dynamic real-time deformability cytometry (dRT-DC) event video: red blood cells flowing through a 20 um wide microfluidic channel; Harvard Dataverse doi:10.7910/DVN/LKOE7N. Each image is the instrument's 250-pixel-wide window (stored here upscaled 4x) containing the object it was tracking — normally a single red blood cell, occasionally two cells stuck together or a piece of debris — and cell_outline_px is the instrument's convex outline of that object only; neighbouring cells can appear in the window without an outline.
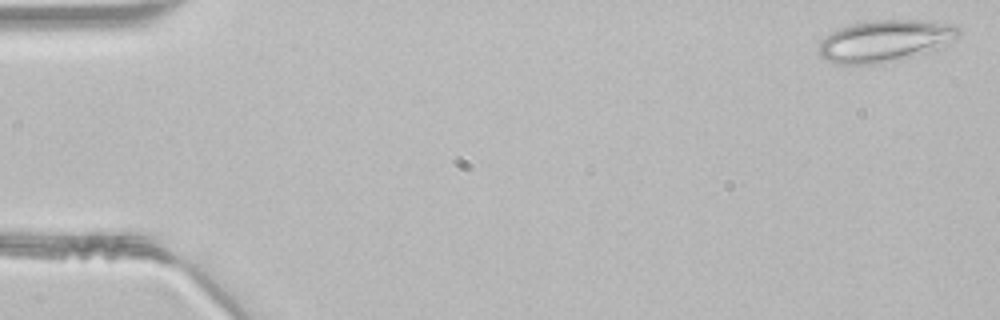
{"species": "common noctule bat (a hibernating species)", "species_latin": "Nyctalus noctula", "temperature_condition": "room temperature", "stored_images_in_passage": 46, "camera_frame_rate_fps": 3000, "um_per_image_px": 0.085, "animal": {"sex": "male", "body_mass_g": 21.5, "forearm_length_mm": 52.0}, "frame": {"image": 1, "passage_image": 1, "time_ms": 0.0, "image_size_px": [1000, 320], "cell_outline_px": [[960, 36], [936, 48], [912, 56], [872, 64], [836, 64], [824, 60], [820, 56], [820, 40], [832, 32], [840, 28], [852, 24], [872, 20], [920, 20], [952, 24], [960, 28]], "centroid_in_image_um": [75.19, 3.46], "position_along_channel_um": 9.8, "area_um2": 33.52}}
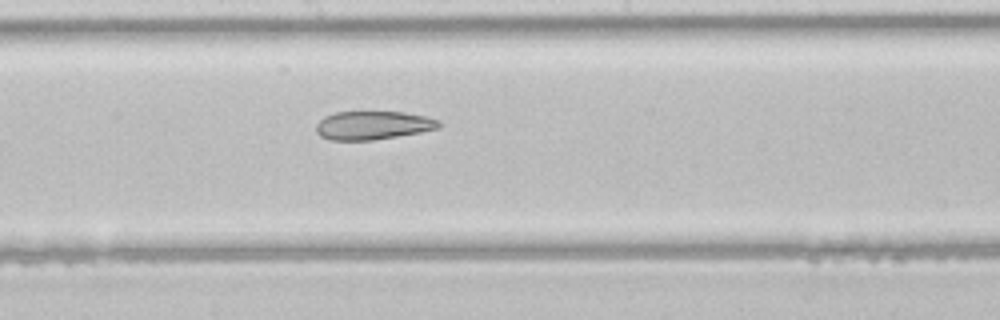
{"frame": {"image": 2, "passage_image": 25, "time_ms": 8.0, "image_size_px": [1000, 320], "cell_outline_px": [[440, 124], [436, 128], [420, 132], [372, 140], [328, 140], [320, 136], [316, 132], [316, 124], [324, 116], [336, 112], [404, 112], [428, 116], [440, 120]], "centroid_in_image_um": [31.67, 10.65], "position_along_channel_um": 216.5, "area_um2": 20.35}}
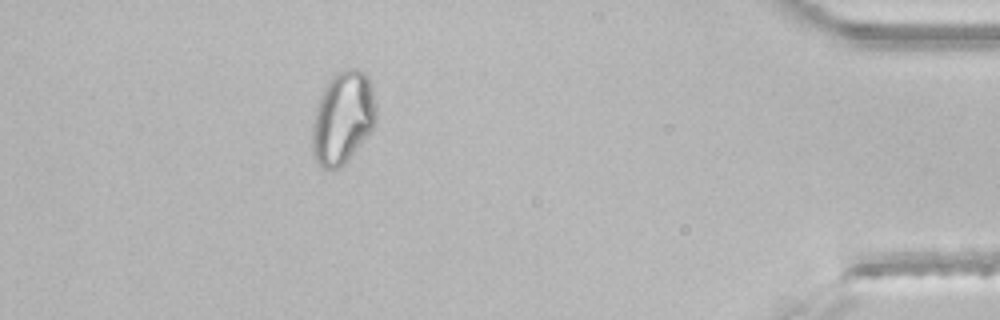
{"frame": {"image": 3, "passage_image": 42, "time_ms": 13.667, "image_size_px": [1000, 320], "cell_outline_px": [[376, 120], [372, 128], [344, 164], [340, 168], [332, 172], [324, 168], [312, 156], [312, 124], [316, 108], [320, 96], [328, 80], [336, 72], [344, 68], [356, 68], [364, 72], [368, 76], [372, 84], [376, 104]], "centroid_in_image_um": [29.13, 9.99], "position_along_channel_um": 406.1, "area_um2": 34.68}}